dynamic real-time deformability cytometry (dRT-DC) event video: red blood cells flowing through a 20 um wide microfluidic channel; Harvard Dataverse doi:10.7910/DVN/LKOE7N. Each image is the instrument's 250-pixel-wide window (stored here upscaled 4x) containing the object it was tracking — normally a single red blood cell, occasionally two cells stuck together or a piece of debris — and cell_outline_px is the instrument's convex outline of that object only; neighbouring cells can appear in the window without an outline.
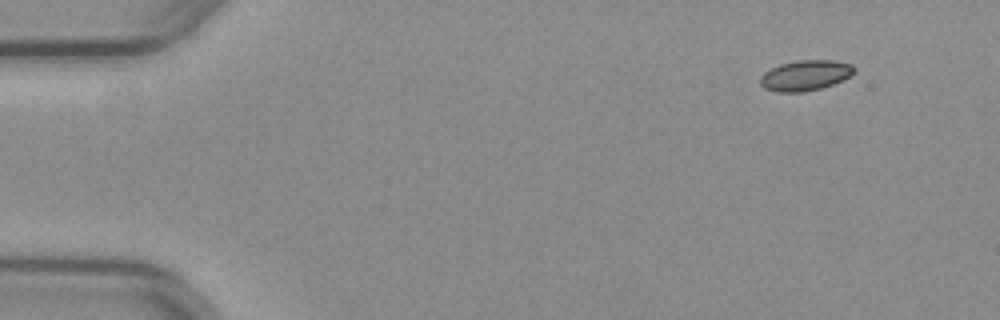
{"species": "common noctule bat (a hibernating species)", "species_latin": "Nyctalus noctula", "temperature_condition": "warm", "stored_images_in_passage": 49, "camera_frame_rate_fps": 3000, "um_per_image_px": 0.085, "animal": {"sex": "female", "body_mass_g": 29.2, "forearm_length_mm": 56.3}, "frame": {"image": 1, "passage_image": 1, "time_ms": 0.0, "image_size_px": [1000, 320], "cell_outline_px": [[856, 68], [848, 76], [832, 84], [820, 88], [804, 92], [776, 92], [764, 88], [760, 84], [760, 76], [764, 72], [780, 64], [800, 60], [832, 60], [852, 64]], "centroid_in_image_um": [68.41, 6.41], "position_along_channel_um": 16.6, "area_um2": 16.47}}
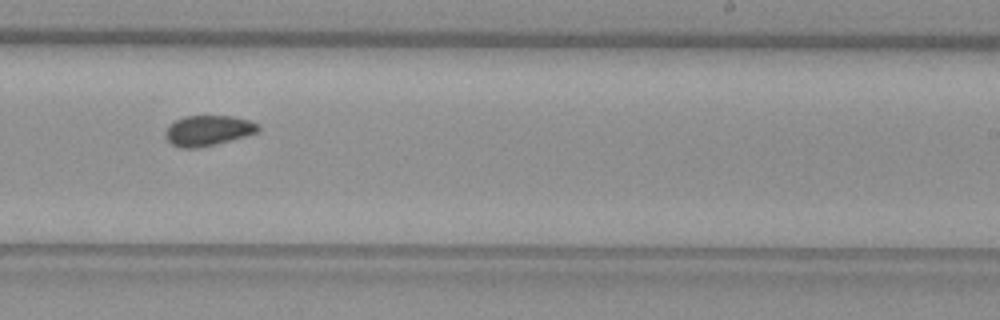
{"frame": {"image": 2, "passage_image": 29, "time_ms": 9.333, "image_size_px": [1000, 320], "cell_outline_px": [[260, 128], [256, 132], [244, 136], [216, 144], [200, 148], [180, 148], [172, 144], [164, 136], [164, 132], [168, 124], [184, 116], [232, 116], [248, 120], [260, 124]], "centroid_in_image_um": [17.64, 11.1], "position_along_channel_um": 271.4, "area_um2": 16.47}}
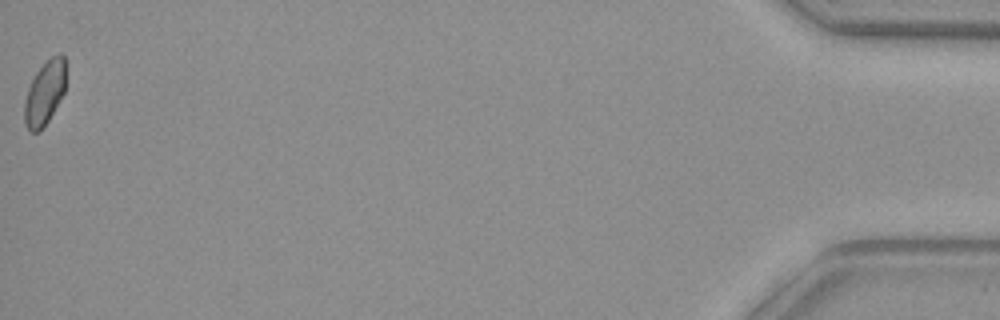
{"frame": {"image": 3, "passage_image": 49, "time_ms": 16.0, "image_size_px": [1000, 320], "cell_outline_px": [[64, 92], [48, 120], [36, 132], [28, 132], [24, 124], [24, 100], [28, 88], [36, 72], [52, 56], [60, 52], [64, 56]], "centroid_in_image_um": [3.76, 7.91], "position_along_channel_um": 431.4, "area_um2": 15.09}, "authors_computed_cell_mechanics": {"area_um2": 16.473, "velocity_mm_per_s": 3.9416, "shape_relaxation_time_tau1_ms": null, "shape_relaxation_time_tau2_ms": 1.7089, "deformation_change_tau1": null, "deformation_change_tau2": 0.0577}}